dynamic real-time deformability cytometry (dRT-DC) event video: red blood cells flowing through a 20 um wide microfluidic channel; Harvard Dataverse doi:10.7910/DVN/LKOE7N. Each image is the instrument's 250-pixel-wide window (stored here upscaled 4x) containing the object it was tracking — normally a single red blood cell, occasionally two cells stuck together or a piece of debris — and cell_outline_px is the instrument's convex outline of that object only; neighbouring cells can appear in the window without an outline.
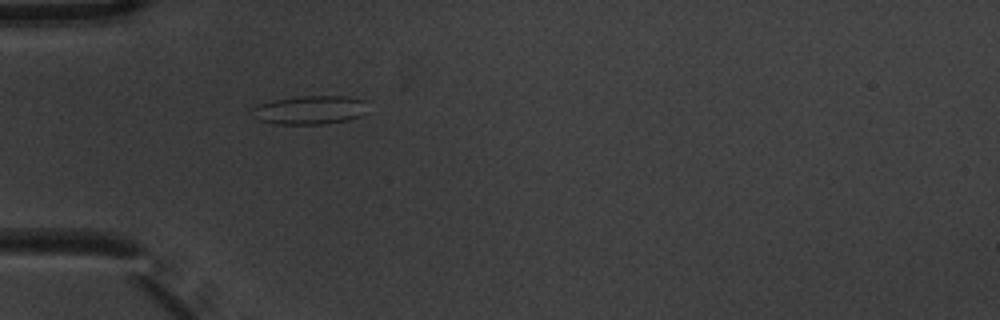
{"species": "common noctule bat (a hibernating species)", "species_latin": "Nyctalus noctula", "temperature_condition": "warm", "stored_images_in_passage": 4, "camera_frame_rate_fps": 3000, "um_per_image_px": 0.085, "animal": {"sex": "male", "body_mass_g": 20.1, "forearm_length_mm": 53.5}, "frame": {"image": 1, "passage_image": 4, "time_ms": 1.0, "image_size_px": [1000, 320], "cell_outline_px": [[372, 112], [348, 120], [324, 124], [272, 124], [260, 120], [252, 108], [260, 104], [272, 100], [304, 96], [344, 96], [368, 100]], "centroid_in_image_um": [26.52, 9.34], "position_along_channel_um": 58.5, "area_um2": 19.59}}